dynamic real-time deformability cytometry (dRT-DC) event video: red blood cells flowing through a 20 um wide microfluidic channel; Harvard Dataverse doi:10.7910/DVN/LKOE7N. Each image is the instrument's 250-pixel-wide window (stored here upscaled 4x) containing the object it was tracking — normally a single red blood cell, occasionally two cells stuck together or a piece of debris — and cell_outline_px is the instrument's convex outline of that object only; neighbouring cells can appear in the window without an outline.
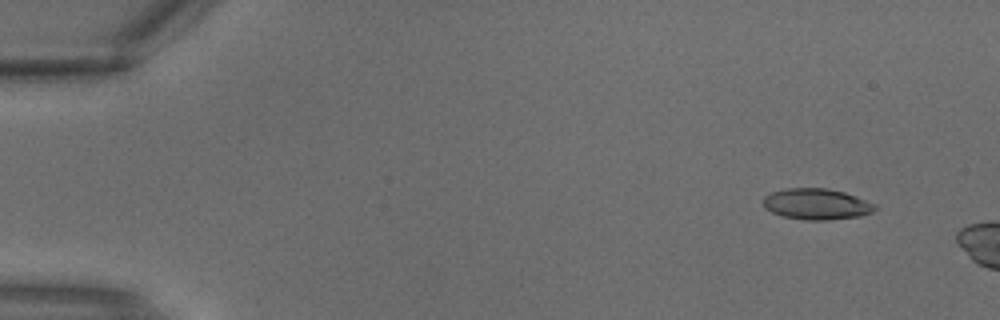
{"species": "common noctule bat (a hibernating species)", "species_latin": "Nyctalus noctula", "temperature_condition": "warm", "stored_images_in_passage": 2, "camera_frame_rate_fps": 3000, "um_per_image_px": 0.085, "animal": {"sex": "male", "body_mass_g": 18.8}, "frame": {"image": 1, "passage_image": 1, "time_ms": 0.0, "image_size_px": [1000, 320], "cell_outline_px": [[876, 208], [872, 212], [860, 216], [828, 220], [804, 220], [784, 216], [772, 212], [764, 208], [764, 196], [772, 192], [784, 188], [828, 188], [844, 192], [856, 196], [876, 204]], "centroid_in_image_um": [69.41, 17.34], "position_along_channel_um": 15.6, "area_um2": 20.23}}